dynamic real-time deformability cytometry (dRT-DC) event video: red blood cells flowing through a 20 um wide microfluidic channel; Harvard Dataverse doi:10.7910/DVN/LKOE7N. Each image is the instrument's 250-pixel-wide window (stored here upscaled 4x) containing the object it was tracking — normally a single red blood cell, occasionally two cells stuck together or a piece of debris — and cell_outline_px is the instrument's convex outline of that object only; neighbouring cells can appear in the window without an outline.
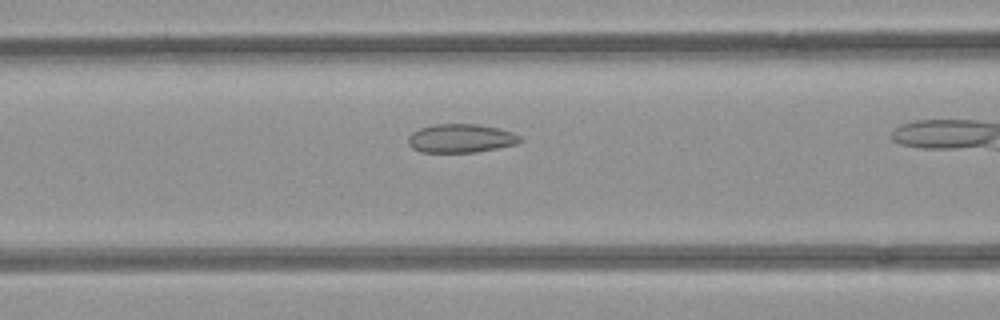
{"species": "common noctule bat (a hibernating species)", "species_latin": "Nyctalus noctula", "temperature_condition": "room temperature", "stored_images_in_passage": 25, "camera_frame_rate_fps": 3000, "um_per_image_px": 0.085, "animal": {"sex": "female", "body_mass_g": 21.9}, "frame": {"image": 1, "passage_image": 5, "time_ms": 1.333, "image_size_px": [1000, 320], "cell_outline_px": [[524, 140], [516, 144], [476, 152], [420, 152], [412, 148], [408, 144], [408, 136], [412, 132], [420, 128], [436, 124], [476, 124], [496, 128], [512, 132], [520, 136]], "centroid_in_image_um": [39.15, 11.76], "position_along_channel_um": 127.4, "area_um2": 18.61}}
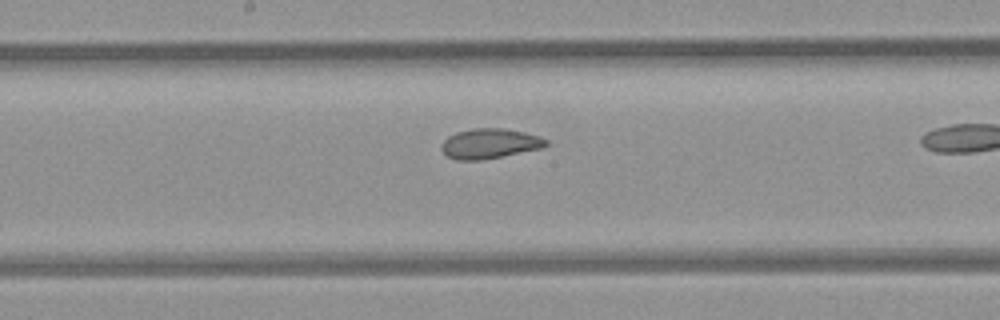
{"frame": {"image": 2, "passage_image": 11, "time_ms": 3.333, "image_size_px": [1000, 320], "cell_outline_px": [[548, 144], [540, 148], [480, 160], [456, 160], [448, 156], [440, 148], [440, 144], [448, 136], [456, 132], [472, 128], [504, 128], [524, 132], [540, 136], [548, 140]], "centroid_in_image_um": [41.59, 12.19], "position_along_channel_um": 206.6, "area_um2": 18.15}}
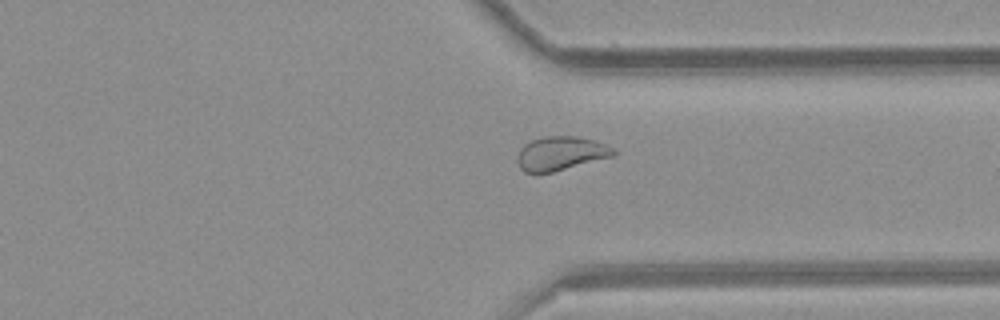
{"frame": {"image": 3, "passage_image": 23, "time_ms": 7.333, "image_size_px": [1000, 320], "cell_outline_px": [[616, 156], [552, 172], [524, 172], [520, 168], [520, 148], [524, 144], [532, 140], [544, 136], [576, 136], [592, 140], [616, 148]], "centroid_in_image_um": [47.74, 13.03], "position_along_channel_um": 363.7, "area_um2": 18.79}}